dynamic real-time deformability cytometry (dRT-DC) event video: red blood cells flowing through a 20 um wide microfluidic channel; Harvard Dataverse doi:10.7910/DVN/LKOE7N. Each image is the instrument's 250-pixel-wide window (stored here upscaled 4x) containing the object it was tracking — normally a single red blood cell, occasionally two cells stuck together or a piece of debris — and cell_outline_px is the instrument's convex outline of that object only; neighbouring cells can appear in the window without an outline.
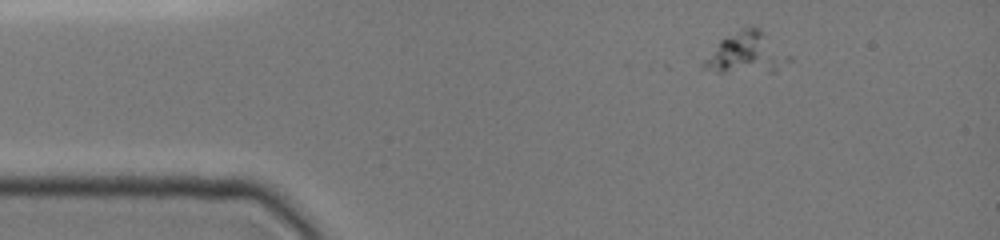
{"species": "common noctule bat (a hibernating species)", "species_latin": "Nyctalus noctula", "temperature_condition": "cold", "stored_images_in_passage": 10, "camera_frame_rate_fps": 3000, "um_per_image_px": 0.085, "animal": {"sex": "female", "body_mass_g": 19.0, "forearm_length_mm": 51.5}, "frame": {"image": 1, "passage_image": 3, "time_ms": 1.667, "image_size_px": [1000, 240], "cell_outline_px": [[792, 60], [776, 72], [716, 72], [700, 68], [700, 64], [720, 40], [752, 24], [760, 28], [792, 56]], "centroid_in_image_um": [63.48, 4.53], "position_along_channel_um": 21.5, "area_um2": 20.81}}
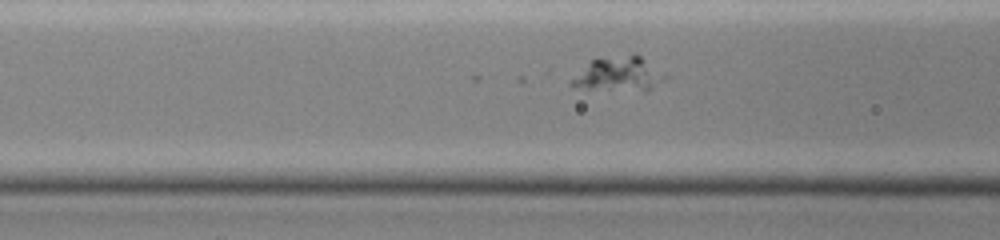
{"frame": {"image": 2, "passage_image": 8, "time_ms": 5.333, "image_size_px": [1000, 240], "cell_outline_px": [[668, 76], [664, 80], [648, 92], [644, 92], [576, 88], [568, 84], [568, 80], [596, 56], [632, 52], [636, 52]], "centroid_in_image_um": [52.58, 6.28], "position_along_channel_um": 114.0, "area_um2": 19.94}}
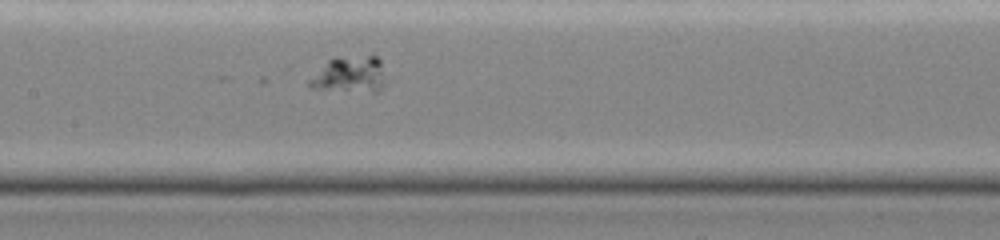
{"frame": {"image": 3, "passage_image": 10, "time_ms": 7.0, "image_size_px": [1000, 240], "cell_outline_px": [[380, 92], [372, 92], [308, 88], [308, 80], [328, 60], [336, 56], [376, 56], [380, 60]], "centroid_in_image_um": [29.62, 6.33], "position_along_channel_um": 177.8, "area_um2": 15.61}}